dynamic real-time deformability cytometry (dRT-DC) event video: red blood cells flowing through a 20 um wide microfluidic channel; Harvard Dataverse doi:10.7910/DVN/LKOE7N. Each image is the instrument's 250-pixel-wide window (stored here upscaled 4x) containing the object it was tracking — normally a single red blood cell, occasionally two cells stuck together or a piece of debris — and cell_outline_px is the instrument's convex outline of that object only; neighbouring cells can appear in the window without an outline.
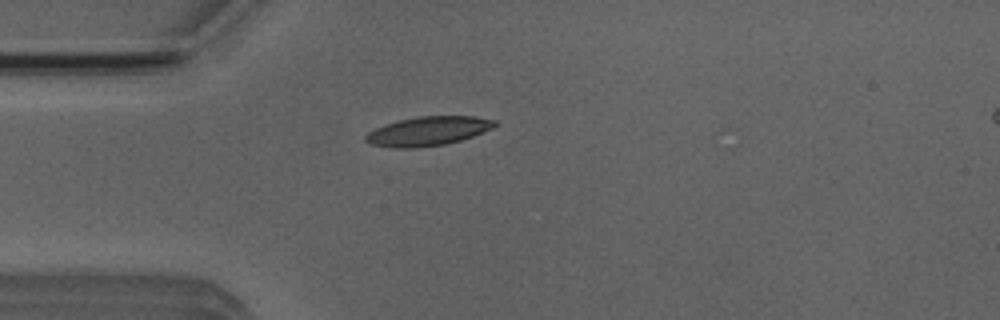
{"species": "Egyptian fruit bat (a non-hibernating species)", "species_latin": "Rousettus aegyptiacus", "temperature_condition": "room temperature", "stored_images_in_passage": 1, "camera_frame_rate_fps": 3000, "um_per_image_px": 0.085, "animal": {"sex": "male"}, "frame": {"image": 1, "passage_image": 1, "time_ms": 0.0, "image_size_px": [1000, 320], "cell_outline_px": [[496, 124], [492, 128], [472, 136], [460, 140], [444, 144], [416, 148], [392, 148], [372, 144], [364, 140], [364, 136], [368, 132], [384, 124], [400, 120], [420, 116], [476, 116], [496, 120]], "centroid_in_image_um": [36.36, 11.14], "position_along_channel_um": 48.6, "area_um2": 21.79}}